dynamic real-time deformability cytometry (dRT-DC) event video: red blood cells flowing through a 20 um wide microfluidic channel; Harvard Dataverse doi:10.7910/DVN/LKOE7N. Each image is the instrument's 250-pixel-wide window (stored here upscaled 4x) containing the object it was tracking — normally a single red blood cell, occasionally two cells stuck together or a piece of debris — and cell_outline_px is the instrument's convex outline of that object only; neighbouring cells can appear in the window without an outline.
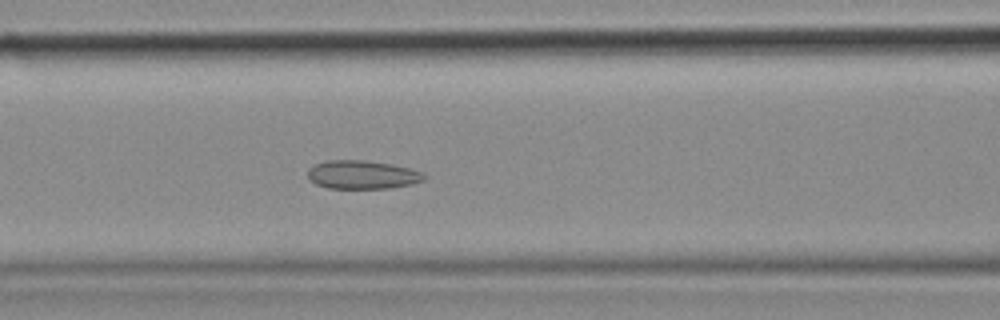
{"species": "common noctule bat (a hibernating species)", "species_latin": "Nyctalus noctula", "temperature_condition": "cold", "stored_images_in_passage": 42, "camera_frame_rate_fps": 3000, "um_per_image_px": 0.085, "animal": {"sex": "female", "body_mass_g": 18.4}, "frame": {"image": 1, "passage_image": 13, "time_ms": 4.0, "image_size_px": [1000, 320], "cell_outline_px": [[428, 176], [424, 180], [412, 184], [388, 188], [328, 188], [316, 184], [308, 180], [308, 168], [312, 164], [328, 160], [364, 160], [392, 164], [424, 172]], "centroid_in_image_um": [30.78, 14.84], "position_along_channel_um": 135.8, "area_um2": 19.54}}
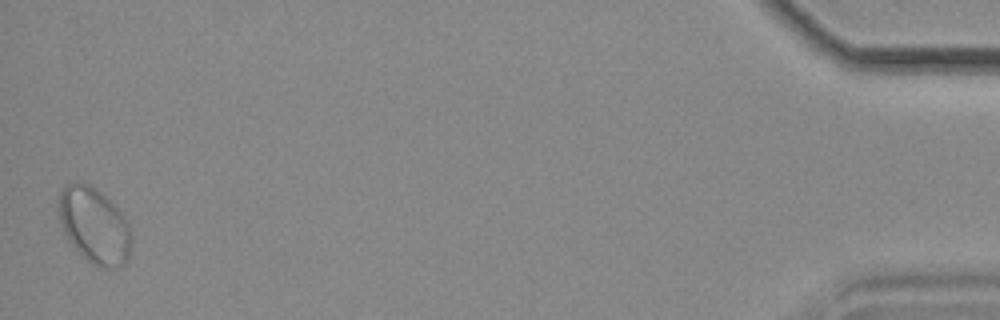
{"frame": {"image": 2, "passage_image": 42, "time_ms": 13.667, "image_size_px": [1000, 320], "cell_outline_px": [[132, 244], [128, 260], [120, 268], [104, 268], [92, 264], [68, 240], [64, 232], [60, 220], [60, 192], [68, 184], [76, 180], [88, 184], [100, 192], [128, 220], [132, 236]], "centroid_in_image_um": [8.07, 19.2], "position_along_channel_um": 427.1, "area_um2": 31.91}}